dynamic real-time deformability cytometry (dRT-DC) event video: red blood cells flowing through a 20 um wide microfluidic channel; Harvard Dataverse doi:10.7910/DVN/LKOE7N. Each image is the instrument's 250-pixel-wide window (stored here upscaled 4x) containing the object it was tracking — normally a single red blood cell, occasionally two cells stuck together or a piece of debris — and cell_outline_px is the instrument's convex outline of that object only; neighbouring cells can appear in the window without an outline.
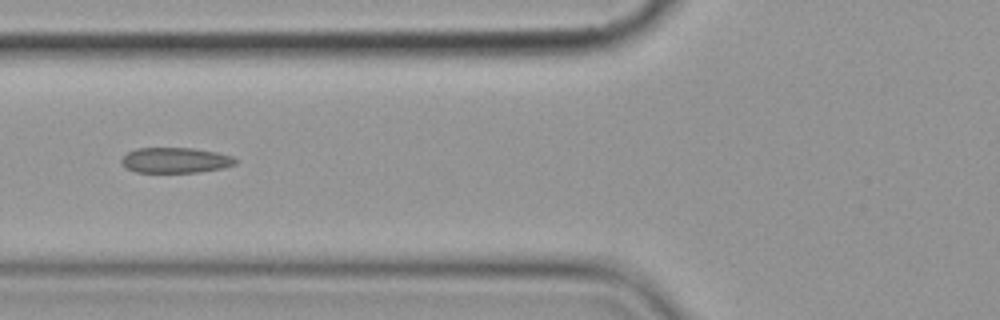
{"species": "common noctule bat (a hibernating species)", "species_latin": "Nyctalus noctula", "temperature_condition": "cold", "stored_images_in_passage": 9, "camera_frame_rate_fps": 3000, "um_per_image_px": 0.085, "animal": {"sex": "female", "body_mass_g": 19.9}, "frame": {"image": 1, "passage_image": 7, "time_ms": 7.0, "image_size_px": [1000, 320], "cell_outline_px": [[236, 164], [224, 168], [196, 172], [136, 172], [128, 168], [120, 160], [128, 152], [136, 148], [192, 148], [216, 152], [232, 156], [236, 160]], "centroid_in_image_um": [14.93, 13.61], "position_along_channel_um": 110.9, "area_um2": 16.7}}
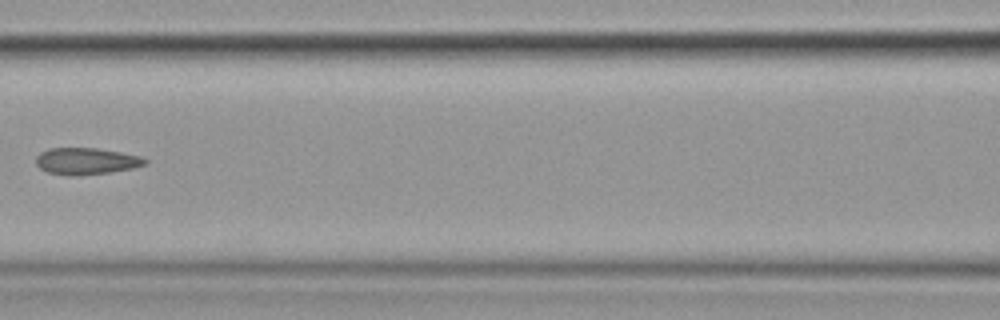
{"frame": {"image": 2, "passage_image": 8, "time_ms": 8.333, "image_size_px": [1000, 320], "cell_outline_px": [[148, 164], [132, 168], [112, 172], [76, 176], [68, 176], [48, 172], [40, 168], [36, 164], [36, 156], [40, 152], [48, 148], [96, 148], [120, 152], [140, 156], [148, 160]], "centroid_in_image_um": [7.32, 13.7], "position_along_channel_um": 159.3, "area_um2": 17.11}}
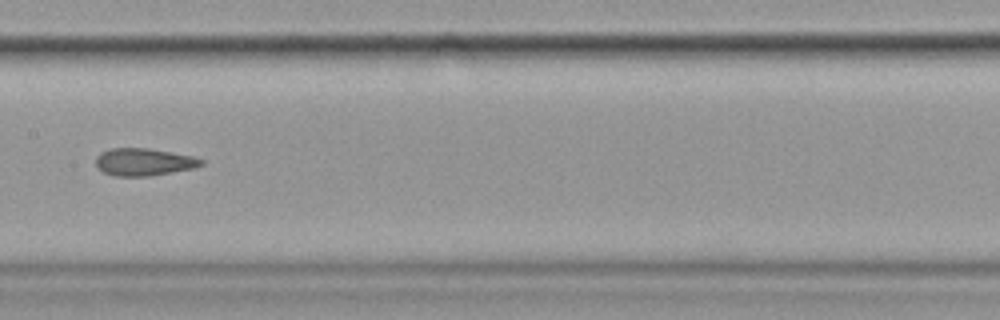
{"frame": {"image": 3, "passage_image": 9, "time_ms": 9.333, "image_size_px": [1000, 320], "cell_outline_px": [[204, 164], [196, 168], [148, 176], [112, 176], [96, 168], [96, 156], [100, 152], [112, 148], [148, 148], [192, 156], [204, 160]], "centroid_in_image_um": [12.21, 13.77], "position_along_channel_um": 195.2, "area_um2": 16.94}}